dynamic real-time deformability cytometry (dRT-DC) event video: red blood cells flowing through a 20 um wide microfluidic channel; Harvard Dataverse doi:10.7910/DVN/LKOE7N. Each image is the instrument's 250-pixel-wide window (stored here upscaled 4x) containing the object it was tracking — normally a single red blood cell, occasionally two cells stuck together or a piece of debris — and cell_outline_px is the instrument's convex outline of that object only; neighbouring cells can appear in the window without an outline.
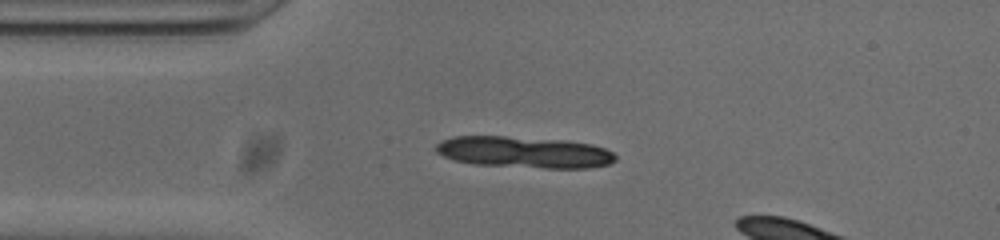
{"species": "common noctule bat (a hibernating species)", "species_latin": "Nyctalus noctula", "temperature_condition": "cold", "stored_images_in_passage": 5, "camera_frame_rate_fps": 3000, "um_per_image_px": 0.085, "animal": {"sex": "male", "body_mass_g": 20.0, "forearm_length_mm": 53.3}, "frame": {"image": 1, "passage_image": 1, "time_ms": 0.0, "image_size_px": [1000, 240], "cell_outline_px": [[616, 160], [608, 164], [588, 168], [544, 168], [476, 164], [456, 160], [444, 156], [436, 152], [436, 144], [452, 136], [504, 136], [564, 140], [592, 144], [604, 148], [612, 152], [616, 156]], "centroid_in_image_um": [44.57, 12.93], "position_along_channel_um": 40.4, "area_um2": 32.71}}